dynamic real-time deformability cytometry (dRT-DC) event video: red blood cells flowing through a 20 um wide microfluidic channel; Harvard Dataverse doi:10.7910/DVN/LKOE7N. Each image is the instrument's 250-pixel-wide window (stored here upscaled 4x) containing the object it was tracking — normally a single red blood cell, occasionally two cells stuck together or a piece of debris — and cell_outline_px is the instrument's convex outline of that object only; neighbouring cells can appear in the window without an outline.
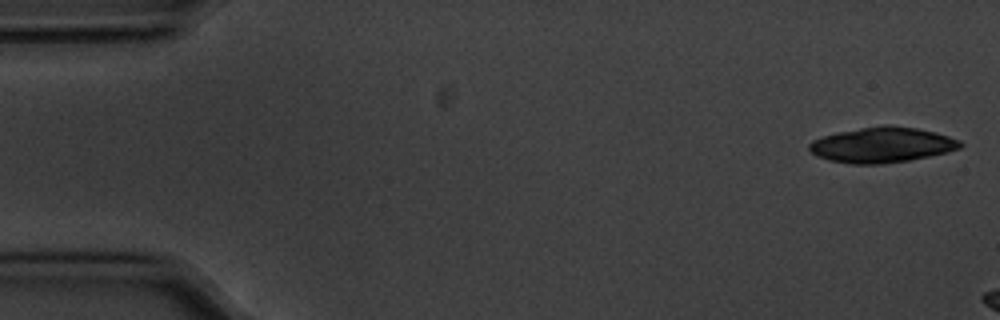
{"species": "common noctule bat (a hibernating species)", "species_latin": "Nyctalus noctula", "temperature_condition": "cold", "stored_images_in_passage": 7, "camera_frame_rate_fps": 3000, "um_per_image_px": 0.085, "animal": {"sex": "male", "body_mass_g": 20.1, "forearm_length_mm": 53.5}, "frame": {"image": 1, "passage_image": 1, "time_ms": 0.0, "image_size_px": [1000, 320], "cell_outline_px": [[964, 144], [960, 148], [948, 152], [908, 160], [880, 164], [852, 164], [828, 160], [816, 156], [808, 148], [808, 144], [812, 140], [824, 136], [840, 132], [860, 128], [884, 124], [888, 124], [916, 128], [936, 132], [960, 140]], "centroid_in_image_um": [74.98, 12.31], "position_along_channel_um": 10.0, "area_um2": 31.1}}